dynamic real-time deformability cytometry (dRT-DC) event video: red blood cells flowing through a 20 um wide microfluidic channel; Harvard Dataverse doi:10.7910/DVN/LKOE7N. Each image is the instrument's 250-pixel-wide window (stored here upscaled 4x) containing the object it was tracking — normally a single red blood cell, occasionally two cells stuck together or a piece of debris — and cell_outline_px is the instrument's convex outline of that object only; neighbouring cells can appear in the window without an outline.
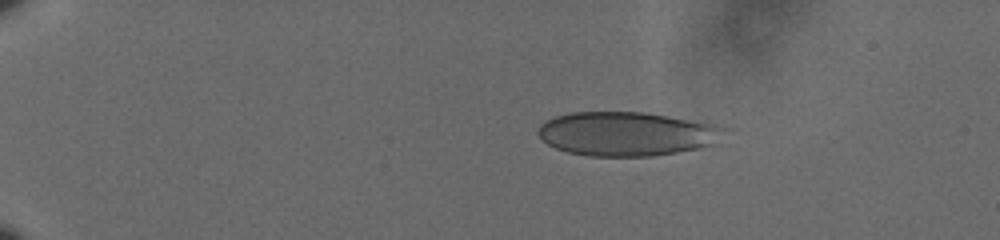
{"species": "human", "species_latin": "Homo sapiens", "temperature_condition": "cold", "stored_images_in_passage": 48, "camera_frame_rate_fps": 3000, "um_per_image_px": 0.085, "donor": {"sex": "male"}, "frame": {"image": 1, "passage_image": 1, "time_ms": 0.0, "image_size_px": [1000, 240], "cell_outline_px": [[724, 128], [712, 144], [700, 148], [652, 156], [588, 156], [568, 152], [556, 148], [548, 144], [536, 132], [540, 124], [556, 116], [572, 112], [640, 112], [664, 116]], "centroid_in_image_um": [53.12, 11.39], "position_along_channel_um": 31.9, "area_um2": 46.53}}
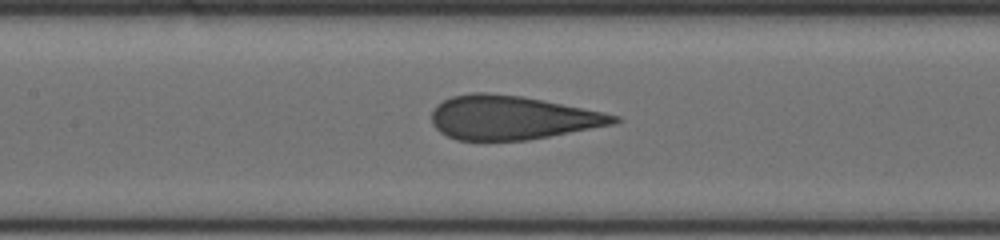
{"frame": {"image": 2, "passage_image": 20, "time_ms": 6.333, "image_size_px": [1000, 240], "cell_outline_px": [[624, 120], [616, 124], [528, 140], [456, 140], [440, 132], [432, 124], [432, 112], [444, 100], [452, 96], [472, 92], [488, 92], [520, 96], [544, 100], [604, 112], [620, 116]], "centroid_in_image_um": [43.56, 10.0], "position_along_channel_um": 163.8, "area_um2": 46.59}}
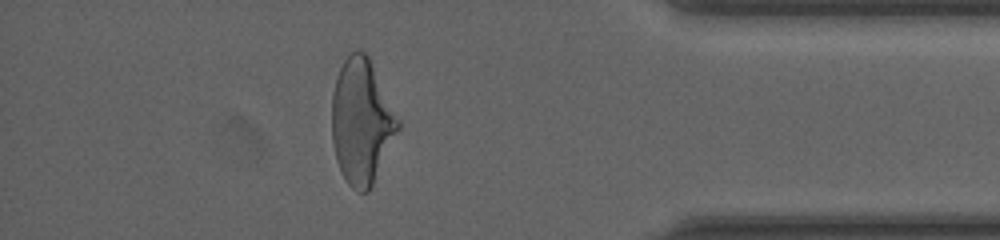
{"frame": {"image": 3, "passage_image": 42, "time_ms": 13.667, "image_size_px": [1000, 240], "cell_outline_px": [[400, 128], [368, 192], [356, 192], [348, 184], [336, 160], [332, 140], [332, 92], [340, 68], [344, 60], [352, 52], [360, 48], [368, 56], [400, 120]], "centroid_in_image_um": [30.73, 10.33], "position_along_channel_um": 404.5, "area_um2": 47.8}, "authors_computed_cell_mechanics": {"area_um2": 47.2804, "velocity_mm_per_s": 3.61, "shape_relaxation_time_tau1_ms": 7.7393, "shape_relaxation_time_tau2_ms": null, "deformation_change_tau1": 0.1874, "deformation_change_tau2": null}}